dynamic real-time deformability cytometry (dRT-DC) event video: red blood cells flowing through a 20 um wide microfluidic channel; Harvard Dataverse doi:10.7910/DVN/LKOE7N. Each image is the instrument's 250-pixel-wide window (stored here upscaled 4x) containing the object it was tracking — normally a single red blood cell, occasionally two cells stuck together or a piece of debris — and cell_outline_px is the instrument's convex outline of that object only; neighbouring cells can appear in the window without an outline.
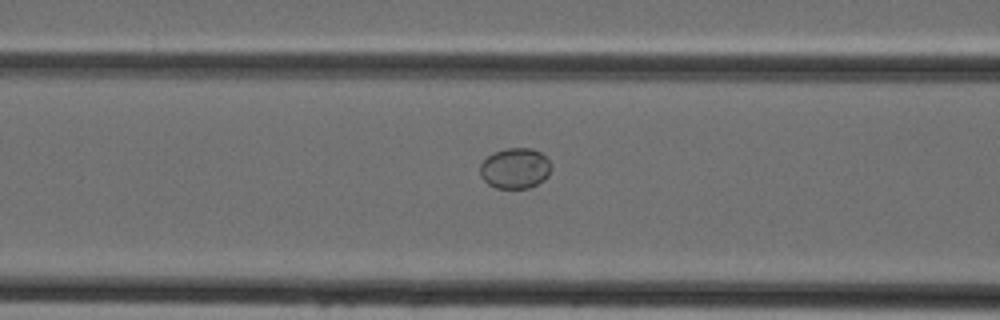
{"species": "Egyptian fruit bat (a non-hibernating species)", "species_latin": "Rousettus aegyptiacus", "temperature_condition": "cold", "stored_images_in_passage": 37, "camera_frame_rate_fps": 3000, "um_per_image_px": 0.085, "animal": {"sex": "female"}, "frame": {"image": 1, "passage_image": 9, "time_ms": 2.667, "image_size_px": [1000, 320], "cell_outline_px": [[548, 176], [544, 180], [528, 188], [496, 188], [488, 184], [480, 176], [480, 164], [492, 152], [508, 148], [532, 148], [540, 152], [548, 160]], "centroid_in_image_um": [43.73, 14.3], "position_along_channel_um": 122.9, "area_um2": 16.65}}
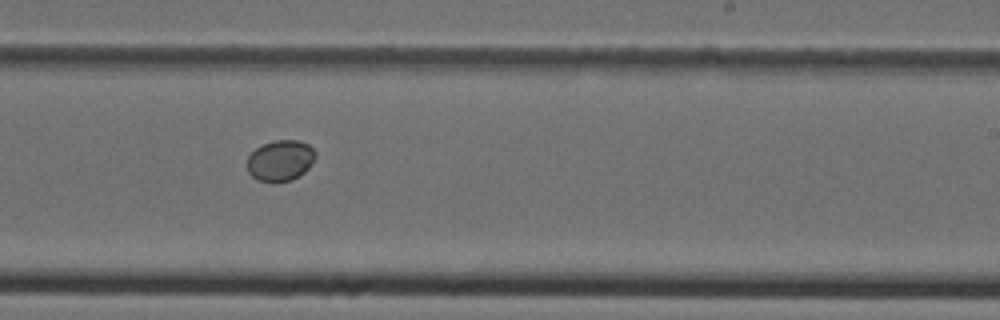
{"frame": {"image": 2, "passage_image": 19, "time_ms": 6.0, "image_size_px": [1000, 320], "cell_outline_px": [[316, 156], [312, 164], [304, 172], [292, 180], [272, 184], [260, 180], [252, 176], [248, 172], [248, 156], [256, 148], [264, 144], [276, 140], [300, 140], [308, 144], [316, 152]], "centroid_in_image_um": [23.85, 13.66], "position_along_channel_um": 265.2, "area_um2": 16.42}}
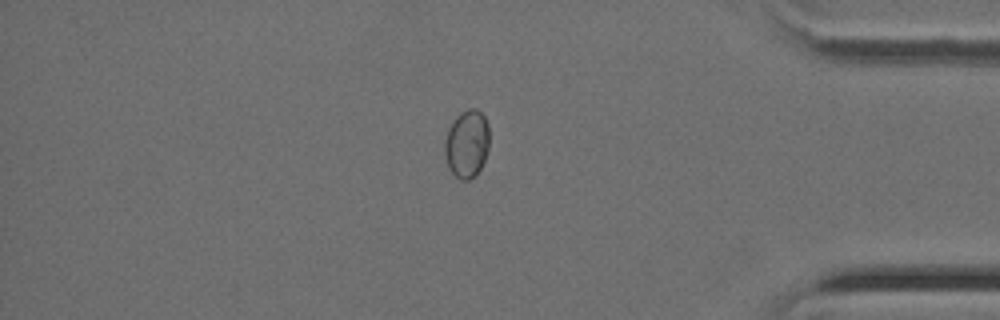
{"frame": {"image": 3, "passage_image": 30, "time_ms": 9.667, "image_size_px": [1000, 320], "cell_outline_px": [[488, 148], [484, 160], [476, 176], [468, 180], [460, 180], [448, 168], [444, 152], [444, 140], [448, 128], [452, 120], [460, 112], [468, 108], [476, 108], [484, 116], [488, 124]], "centroid_in_image_um": [39.66, 12.21], "position_along_channel_um": 395.5, "area_um2": 17.86}}